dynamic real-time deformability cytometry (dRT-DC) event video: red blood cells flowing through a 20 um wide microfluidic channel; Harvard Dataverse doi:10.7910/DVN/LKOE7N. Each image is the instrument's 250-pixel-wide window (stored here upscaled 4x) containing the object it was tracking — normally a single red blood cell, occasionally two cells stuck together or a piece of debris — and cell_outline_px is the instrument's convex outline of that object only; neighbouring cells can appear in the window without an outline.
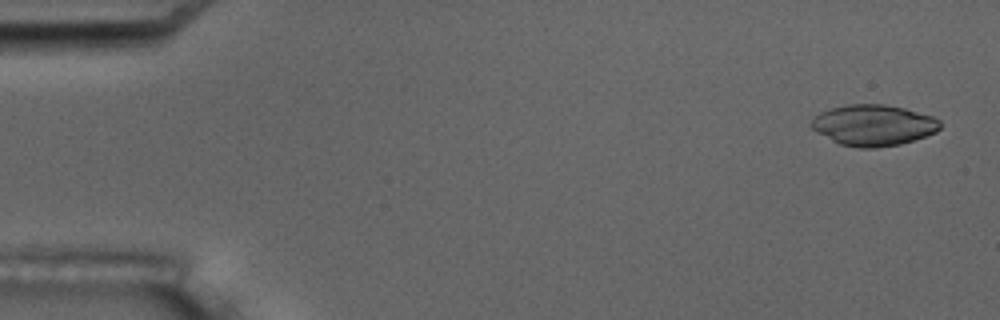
{"species": "common noctule bat (a hibernating species)", "species_latin": "Nyctalus noctula", "temperature_condition": "room temperature", "stored_images_in_passage": 4, "camera_frame_rate_fps": 3000, "um_per_image_px": 0.085, "animal": {"sex": "male", "body_mass_g": 17.5, "forearm_length_mm": 52.3}, "frame": {"image": 1, "passage_image": 1, "time_ms": 0.0, "image_size_px": [1000, 320], "cell_outline_px": [[940, 128], [936, 132], [900, 144], [876, 148], [860, 148], [840, 144], [816, 132], [808, 124], [820, 112], [832, 108], [848, 104], [884, 104], [904, 108], [932, 116], [940, 120]], "centroid_in_image_um": [74.22, 10.64], "position_along_channel_um": 10.8, "area_um2": 30.63}}